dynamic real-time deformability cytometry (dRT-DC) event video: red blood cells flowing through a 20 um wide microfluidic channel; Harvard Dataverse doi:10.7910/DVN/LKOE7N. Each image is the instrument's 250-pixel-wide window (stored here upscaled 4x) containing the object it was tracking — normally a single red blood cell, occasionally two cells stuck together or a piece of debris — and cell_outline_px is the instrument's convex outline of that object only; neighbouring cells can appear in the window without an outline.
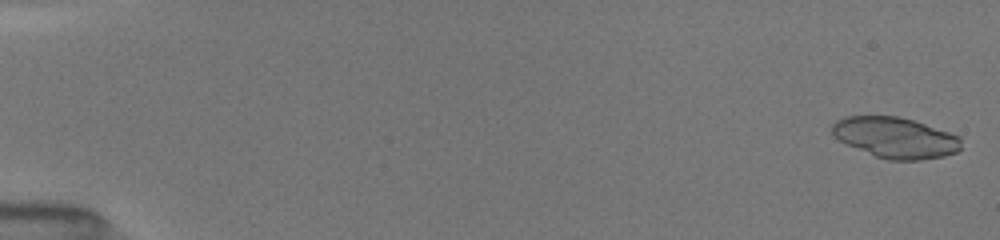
{"species": "common noctule bat (a hibernating species)", "species_latin": "Nyctalus noctula", "temperature_condition": "room temperature", "stored_images_in_passage": 15, "camera_frame_rate_fps": 3000, "um_per_image_px": 0.085, "animal": {"sex": "female", "body_mass_g": 19.5, "forearm_length_mm": 54.1}, "frame": {"image": 1, "passage_image": 1, "time_ms": 0.0, "image_size_px": [1000, 240], "cell_outline_px": [[960, 148], [956, 152], [940, 156], [916, 160], [892, 160], [876, 156], [848, 144], [832, 136], [832, 124], [836, 120], [844, 116], [896, 116], [912, 120], [960, 136]], "centroid_in_image_um": [76.07, 11.68], "position_along_channel_um": 8.9, "area_um2": 30.11}}